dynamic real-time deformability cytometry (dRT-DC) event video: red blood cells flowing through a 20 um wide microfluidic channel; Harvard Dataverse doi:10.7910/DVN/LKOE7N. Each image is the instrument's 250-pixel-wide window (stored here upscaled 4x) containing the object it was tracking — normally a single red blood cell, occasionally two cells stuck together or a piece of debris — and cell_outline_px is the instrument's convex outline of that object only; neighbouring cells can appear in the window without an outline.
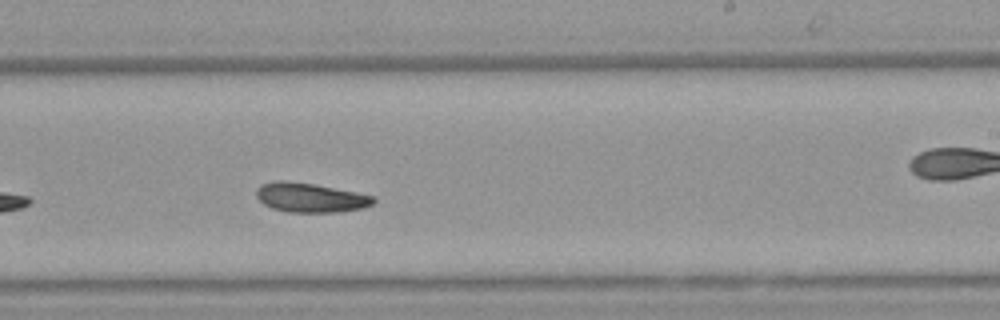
{"species": "Egyptian fruit bat (a non-hibernating species)", "species_latin": "Rousettus aegyptiacus", "temperature_condition": "warm", "stored_images_in_passage": 30, "camera_frame_rate_fps": 3000, "um_per_image_px": 0.085, "animal": {"sex": "female"}, "frame": {"image": 1, "passage_image": 18, "time_ms": 5.667, "image_size_px": [1000, 320], "cell_outline_px": [[376, 200], [372, 204], [364, 208], [340, 212], [288, 212], [272, 208], [264, 204], [256, 196], [256, 188], [260, 184], [272, 180], [284, 180], [316, 184], [376, 196]], "centroid_in_image_um": [26.38, 16.78], "position_along_channel_um": 262.6, "area_um2": 20.35}, "authors_computed_cell_mechanics": {"area_um2": 20.1433, "velocity_mm_per_s": 3.7954, "shape_relaxation_time_tau1_ms": 5.1548, "shape_relaxation_time_tau2_ms": 4.6491, "deformation_change_tau1": 0.1467, "deformation_change_tau2": 0.0917}}